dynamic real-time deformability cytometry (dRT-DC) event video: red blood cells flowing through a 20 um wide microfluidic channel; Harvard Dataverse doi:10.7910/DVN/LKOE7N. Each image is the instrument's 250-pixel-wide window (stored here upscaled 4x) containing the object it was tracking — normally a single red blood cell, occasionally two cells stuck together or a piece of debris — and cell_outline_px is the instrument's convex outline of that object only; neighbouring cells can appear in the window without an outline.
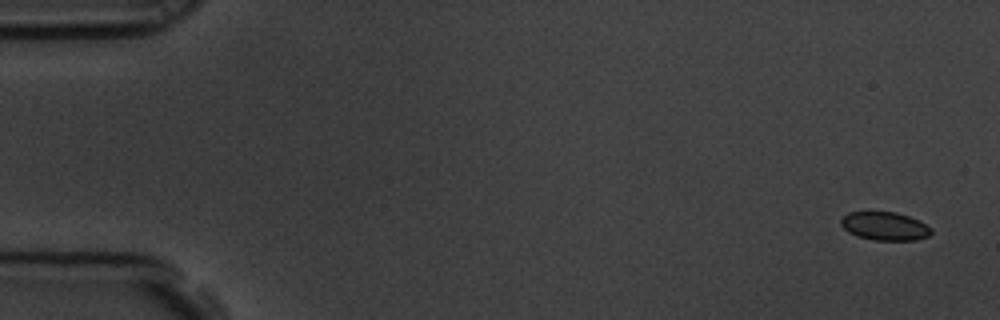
{"species": "common noctule bat (a hibernating species)", "species_latin": "Nyctalus noctula", "temperature_condition": "room temperature", "stored_images_in_passage": 7, "camera_frame_rate_fps": 3000, "um_per_image_px": 0.085, "animal": {"sex": "male", "body_mass_g": 19.5, "forearm_length_mm": 54.6}, "frame": {"image": 1, "passage_image": 1, "time_ms": 0.0, "image_size_px": [1000, 320], "cell_outline_px": [[932, 232], [928, 236], [916, 240], [876, 240], [856, 236], [848, 232], [840, 224], [840, 220], [848, 212], [896, 212], [908, 216], [932, 228]], "centroid_in_image_um": [75.18, 19.22], "position_along_channel_um": 9.8, "area_um2": 14.8}}
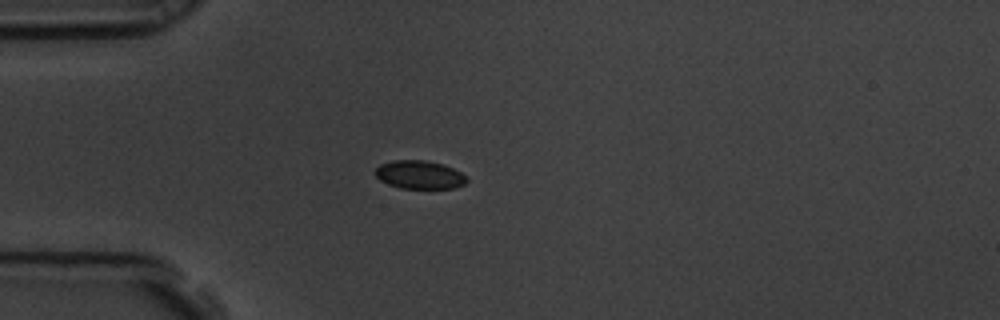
{"frame": {"image": 2, "passage_image": 5, "time_ms": 1.333, "image_size_px": [1000, 320], "cell_outline_px": [[468, 180], [464, 184], [456, 188], [400, 188], [388, 184], [380, 180], [372, 172], [380, 164], [392, 160], [424, 160], [444, 164], [460, 172]], "centroid_in_image_um": [35.62, 14.85], "position_along_channel_um": 49.4, "area_um2": 15.14}}
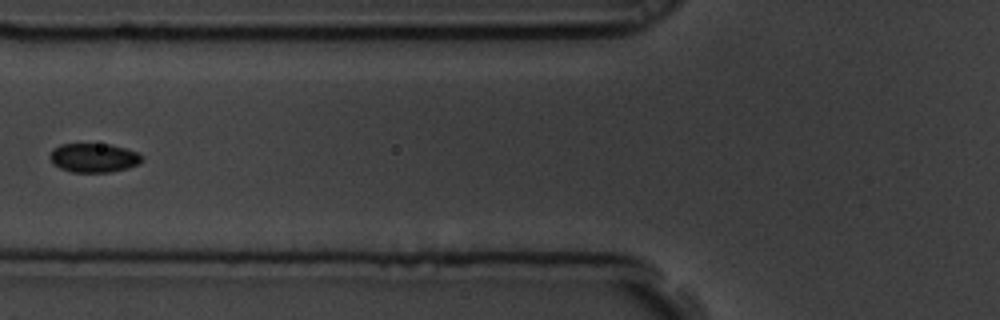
{"frame": {"image": 3, "passage_image": 7, "time_ms": 2.0, "image_size_px": [1000, 320], "cell_outline_px": [[144, 160], [128, 168], [108, 172], [72, 172], [60, 168], [52, 164], [48, 156], [52, 148], [60, 144], [112, 144], [136, 152], [144, 156]], "centroid_in_image_um": [7.93, 13.41], "position_along_channel_um": 117.9, "area_um2": 15.72}}